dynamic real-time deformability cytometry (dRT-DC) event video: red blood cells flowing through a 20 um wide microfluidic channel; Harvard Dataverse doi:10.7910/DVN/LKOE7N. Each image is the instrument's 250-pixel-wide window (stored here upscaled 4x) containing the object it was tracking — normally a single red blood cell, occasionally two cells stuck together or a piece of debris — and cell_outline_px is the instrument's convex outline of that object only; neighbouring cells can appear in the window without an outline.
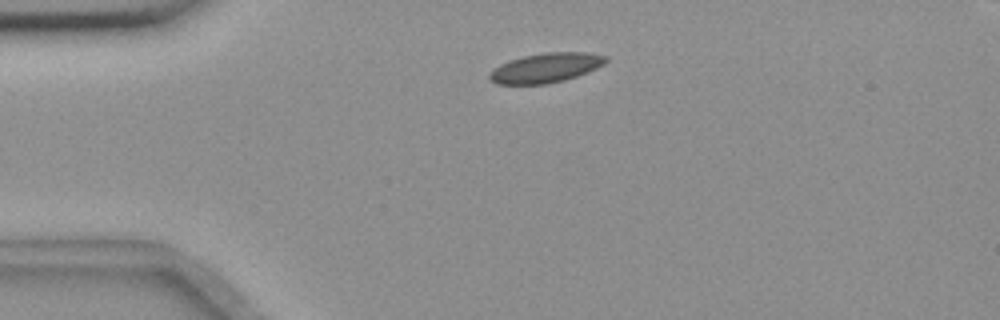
{"species": "common noctule bat (a hibernating species)", "species_latin": "Nyctalus noctula", "temperature_condition": "room temperature", "stored_images_in_passage": 3, "camera_frame_rate_fps": 3000, "um_per_image_px": 0.085, "animal": {"sex": "female", "body_mass_g": 18.4}, "frame": {"image": 1, "passage_image": 2, "time_ms": 1.333, "image_size_px": [1000, 320], "cell_outline_px": [[608, 60], [604, 64], [588, 72], [564, 80], [548, 84], [496, 84], [488, 80], [488, 72], [500, 64], [508, 60], [524, 56], [544, 52], [588, 52], [608, 56]], "centroid_in_image_um": [46.37, 5.76], "position_along_channel_um": 38.6, "area_um2": 20.29}}